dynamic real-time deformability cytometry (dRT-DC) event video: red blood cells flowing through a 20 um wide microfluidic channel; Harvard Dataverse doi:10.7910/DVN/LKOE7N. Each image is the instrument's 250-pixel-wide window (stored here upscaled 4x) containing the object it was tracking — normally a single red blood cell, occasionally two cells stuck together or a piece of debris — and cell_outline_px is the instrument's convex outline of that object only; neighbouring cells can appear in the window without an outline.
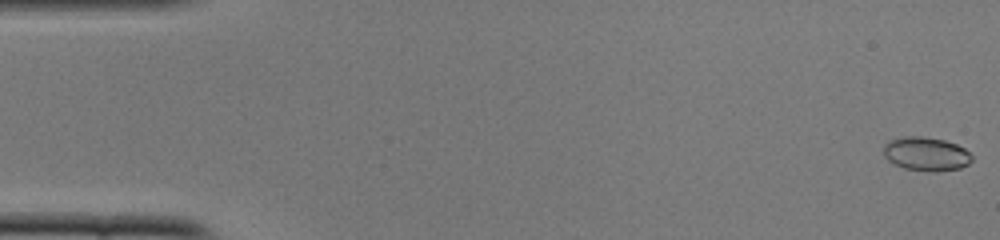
{"species": "common noctule bat (a hibernating species)", "species_latin": "Nyctalus noctula", "temperature_condition": "cold", "stored_images_in_passage": 51, "camera_frame_rate_fps": 3000, "um_per_image_px": 0.085, "animal": {"sex": "female", "body_mass_g": 22.0, "forearm_length_mm": 56.7}, "frame": {"image": 1, "passage_image": 1, "time_ms": 0.0, "image_size_px": [1000, 240], "cell_outline_px": [[972, 160], [968, 164], [960, 168], [936, 172], [928, 172], [904, 168], [892, 164], [884, 156], [884, 144], [888, 140], [904, 136], [924, 136], [944, 140], [956, 144], [964, 148], [972, 156]], "centroid_in_image_um": [78.69, 13.09], "position_along_channel_um": 6.3, "area_um2": 17.63}}
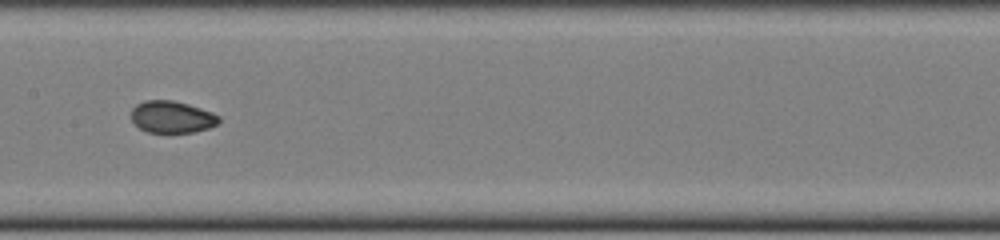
{"frame": {"image": 2, "passage_image": 26, "time_ms": 8.333, "image_size_px": [1000, 240], "cell_outline_px": [[220, 120], [216, 124], [208, 128], [192, 132], [148, 132], [140, 128], [132, 120], [132, 108], [136, 104], [144, 100], [172, 100], [188, 104], [212, 112], [220, 116]], "centroid_in_image_um": [14.61, 9.93], "position_along_channel_um": 192.8, "area_um2": 16.18}}
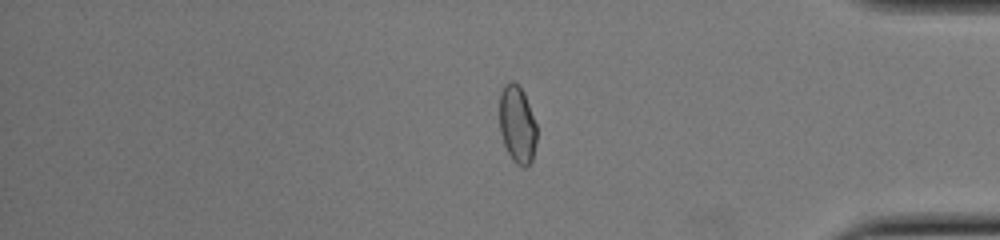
{"frame": {"image": 3, "passage_image": 43, "time_ms": 14.0, "image_size_px": [1000, 240], "cell_outline_px": [[536, 144], [532, 160], [524, 168], [516, 164], [512, 160], [504, 144], [500, 132], [500, 92], [504, 84], [508, 80], [512, 80], [524, 92], [536, 124]], "centroid_in_image_um": [43.96, 10.57], "position_along_channel_um": 391.2, "area_um2": 16.88}, "authors_computed_cell_mechanics": {"area_um2": 16.8198, "velocity_mm_per_s": 3.9318, "shape_relaxation_time_tau1_ms": 5.7783, "shape_relaxation_time_tau2_ms": 1.0274, "deformation_change_tau1": 0.1435, "deformation_change_tau2": 0.0407}}